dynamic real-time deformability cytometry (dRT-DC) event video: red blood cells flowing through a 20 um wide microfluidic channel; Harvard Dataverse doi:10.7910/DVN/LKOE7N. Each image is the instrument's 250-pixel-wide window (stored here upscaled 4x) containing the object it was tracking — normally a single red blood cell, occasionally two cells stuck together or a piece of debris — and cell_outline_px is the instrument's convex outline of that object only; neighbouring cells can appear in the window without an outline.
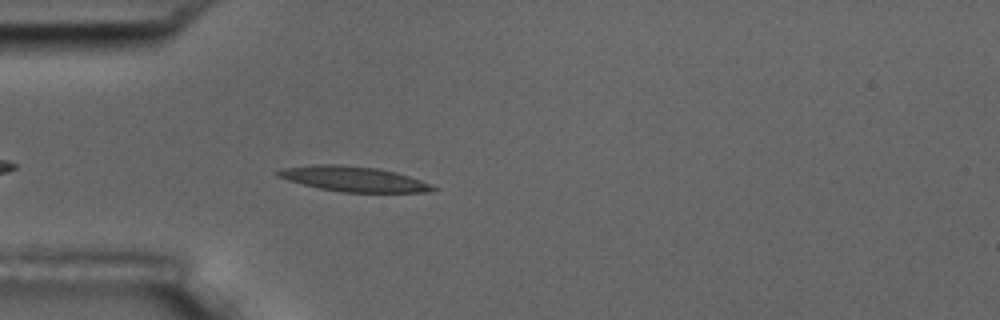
{"species": "common noctule bat (a hibernating species)", "species_latin": "Nyctalus noctula", "temperature_condition": "room temperature", "stored_images_in_passage": 4, "camera_frame_rate_fps": 3000, "um_per_image_px": 0.085, "animal": {"sex": "male", "body_mass_g": 17.5, "forearm_length_mm": 52.3}, "frame": {"image": 1, "passage_image": 4, "time_ms": 1.0, "image_size_px": [1000, 320], "cell_outline_px": [[440, 188], [424, 192], [340, 192], [320, 188], [288, 180], [276, 176], [276, 172], [284, 168], [320, 164], [340, 164], [376, 168], [396, 172], [420, 180]], "centroid_in_image_um": [30.06, 15.21], "position_along_channel_um": 54.9, "area_um2": 22.37}}